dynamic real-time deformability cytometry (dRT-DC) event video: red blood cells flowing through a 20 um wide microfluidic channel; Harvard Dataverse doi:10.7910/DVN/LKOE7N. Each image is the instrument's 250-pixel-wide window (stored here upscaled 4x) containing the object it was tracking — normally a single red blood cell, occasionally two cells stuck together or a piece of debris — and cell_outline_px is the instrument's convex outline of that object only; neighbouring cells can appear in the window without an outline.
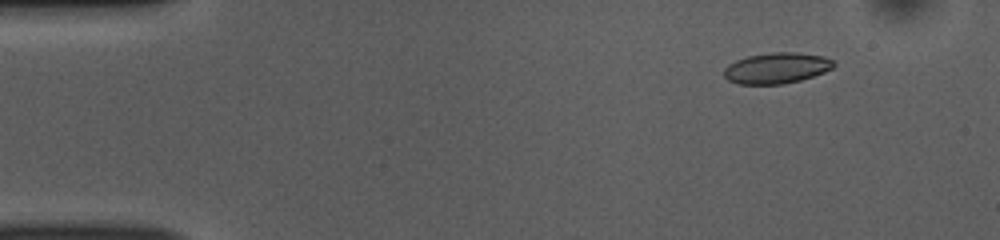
{"species": "common noctule bat (a hibernating species)", "species_latin": "Nyctalus noctula", "temperature_condition": "room temperature", "stored_images_in_passage": 52, "camera_frame_rate_fps": 3000, "um_per_image_px": 0.085, "animal": {"sex": "female", "body_mass_g": 10.0, "forearm_length_mm": 53.1}, "frame": {"image": 1, "passage_image": 6, "time_ms": 1.667, "image_size_px": [1000, 240], "cell_outline_px": [[836, 64], [832, 68], [824, 72], [800, 80], [784, 84], [740, 84], [728, 80], [724, 76], [724, 68], [728, 64], [736, 60], [748, 56], [772, 52], [796, 52], [824, 56], [832, 60]], "centroid_in_image_um": [66.01, 5.78], "position_along_channel_um": 19.0, "area_um2": 19.71}}
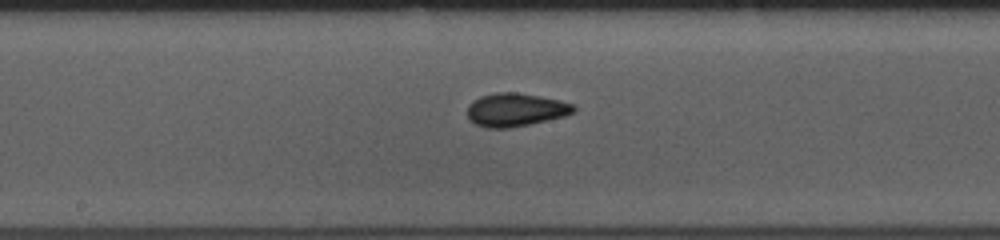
{"frame": {"image": 2, "passage_image": 27, "time_ms": 8.667, "image_size_px": [1000, 240], "cell_outline_px": [[576, 108], [572, 112], [564, 116], [528, 124], [508, 128], [488, 128], [476, 124], [468, 120], [468, 104], [472, 100], [480, 96], [496, 92], [516, 92], [540, 96], [560, 100], [576, 104]], "centroid_in_image_um": [43.8, 9.32], "position_along_channel_um": 204.4, "area_um2": 20.63}}
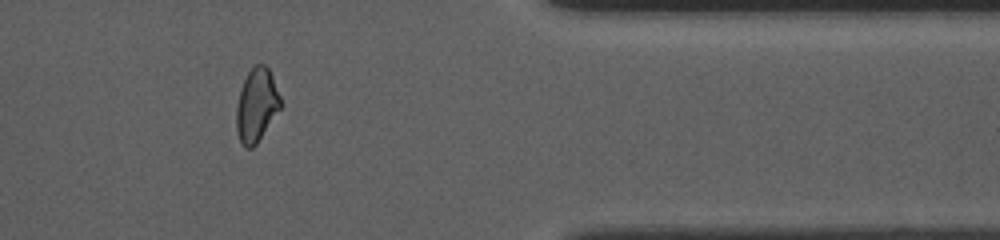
{"frame": {"image": 3, "passage_image": 43, "time_ms": 14.0, "image_size_px": [1000, 240], "cell_outline_px": [[280, 108], [256, 144], [252, 148], [244, 148], [236, 132], [236, 108], [240, 88], [248, 72], [256, 64], [264, 64], [268, 68], [272, 76], [280, 96]], "centroid_in_image_um": [21.78, 8.94], "position_along_channel_um": 389.6, "area_um2": 18.67}, "authors_computed_cell_mechanics": {"area_um2": 19.7676, "velocity_mm_per_s": 3.8639, "shape_relaxation_time_tau1_ms": 4.1461, "shape_relaxation_time_tau2_ms": 2.0019, "deformation_change_tau1": 0.1037, "deformation_change_tau2": 0.0678}}